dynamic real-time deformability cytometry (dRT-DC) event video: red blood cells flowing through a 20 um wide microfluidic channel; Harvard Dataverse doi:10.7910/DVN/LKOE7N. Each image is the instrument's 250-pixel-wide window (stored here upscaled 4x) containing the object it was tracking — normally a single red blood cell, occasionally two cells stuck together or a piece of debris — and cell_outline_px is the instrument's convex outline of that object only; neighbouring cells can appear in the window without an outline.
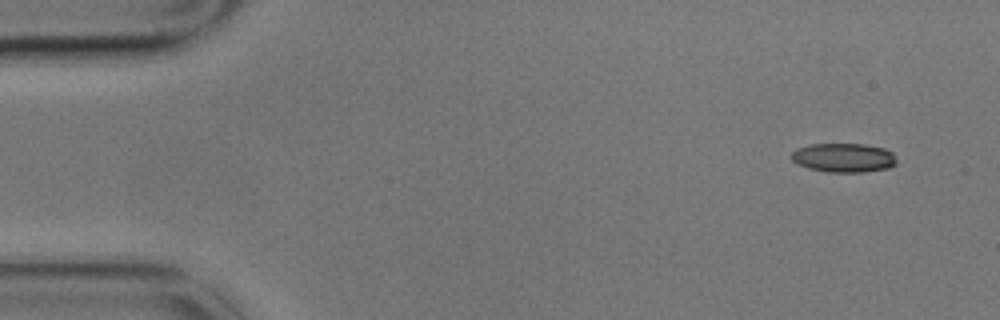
{"species": "common noctule bat (a hibernating species)", "species_latin": "Nyctalus noctula", "temperature_condition": "cold", "stored_images_in_passage": 6, "camera_frame_rate_fps": 3000, "um_per_image_px": 0.085, "animal": {"sex": "male", "body_mass_g": 17.9}, "frame": {"image": 1, "passage_image": 1, "time_ms": 0.0, "image_size_px": [1000, 320], "cell_outline_px": [[896, 164], [888, 168], [864, 172], [828, 172], [808, 168], [796, 164], [792, 160], [792, 152], [796, 148], [812, 144], [864, 144], [884, 148], [892, 152], [896, 160]], "centroid_in_image_um": [71.7, 13.41], "position_along_channel_um": 13.3, "area_um2": 17.86}}
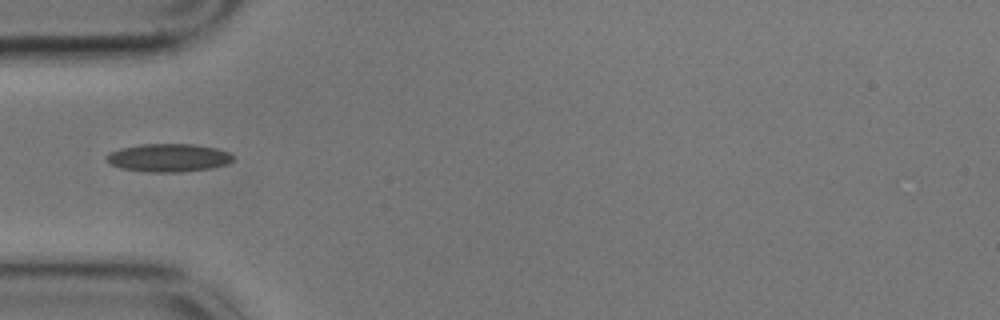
{"frame": {"image": 2, "passage_image": 4, "time_ms": 1.0, "image_size_px": [1000, 320], "cell_outline_px": [[232, 160], [228, 164], [212, 168], [180, 172], [148, 172], [120, 168], [104, 160], [104, 156], [108, 152], [120, 148], [140, 144], [192, 144], [216, 148], [228, 152], [232, 156]], "centroid_in_image_um": [14.27, 13.41], "position_along_channel_um": 70.7, "area_um2": 20.87}}
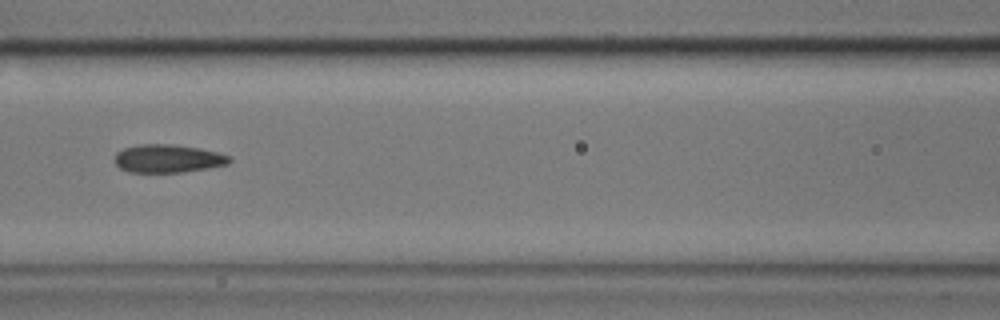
{"frame": {"image": 3, "passage_image": 6, "time_ms": 1.667, "image_size_px": [1000, 320], "cell_outline_px": [[232, 160], [228, 164], [208, 168], [184, 172], [128, 172], [120, 168], [116, 164], [116, 152], [124, 148], [140, 144], [168, 144], [200, 148], [232, 156]], "centroid_in_image_um": [14.3, 13.48], "position_along_channel_um": 152.3, "area_um2": 18.79}}